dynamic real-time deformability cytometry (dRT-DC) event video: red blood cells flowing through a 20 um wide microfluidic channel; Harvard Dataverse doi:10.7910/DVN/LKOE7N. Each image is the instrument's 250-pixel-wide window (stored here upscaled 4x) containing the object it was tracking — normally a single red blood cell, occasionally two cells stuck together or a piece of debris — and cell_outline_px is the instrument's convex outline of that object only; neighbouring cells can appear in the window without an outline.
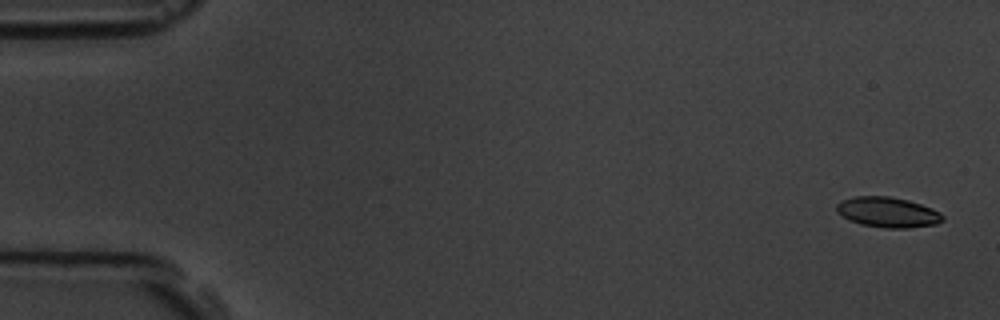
{"species": "common noctule bat (a hibernating species)", "species_latin": "Nyctalus noctula", "temperature_condition": "room temperature", "stored_images_in_passage": 5, "camera_frame_rate_fps": 3000, "um_per_image_px": 0.085, "animal": {"sex": "male", "body_mass_g": 19.5, "forearm_length_mm": 54.6}, "frame": {"image": 1, "passage_image": 1, "time_ms": 0.0, "image_size_px": [1000, 320], "cell_outline_px": [[944, 220], [936, 224], [908, 228], [884, 228], [860, 224], [848, 220], [836, 212], [836, 204], [840, 200], [856, 196], [888, 196], [908, 200], [932, 208], [940, 212], [944, 216]], "centroid_in_image_um": [75.44, 18.04], "position_along_channel_um": 9.6, "area_um2": 18.9}}
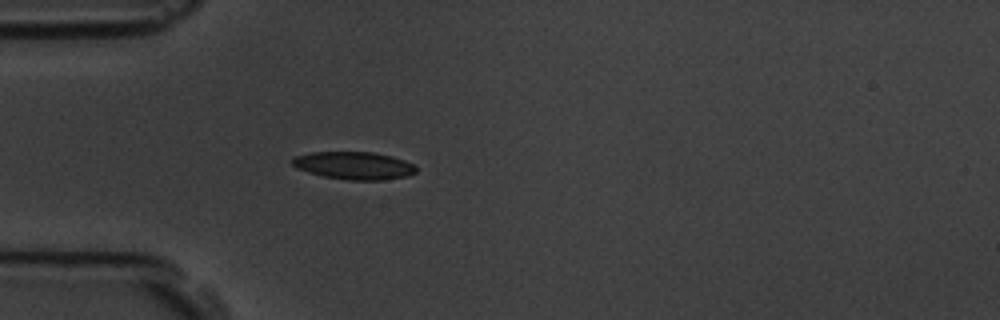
{"frame": {"image": 2, "passage_image": 5, "time_ms": 4.667, "image_size_px": [1000, 320], "cell_outline_px": [[416, 172], [408, 176], [384, 180], [348, 180], [324, 176], [308, 172], [296, 168], [292, 164], [292, 156], [312, 152], [372, 152], [392, 156], [404, 160], [412, 164], [416, 168]], "centroid_in_image_um": [30.07, 14.07], "position_along_channel_um": 54.9, "area_um2": 20.0}}